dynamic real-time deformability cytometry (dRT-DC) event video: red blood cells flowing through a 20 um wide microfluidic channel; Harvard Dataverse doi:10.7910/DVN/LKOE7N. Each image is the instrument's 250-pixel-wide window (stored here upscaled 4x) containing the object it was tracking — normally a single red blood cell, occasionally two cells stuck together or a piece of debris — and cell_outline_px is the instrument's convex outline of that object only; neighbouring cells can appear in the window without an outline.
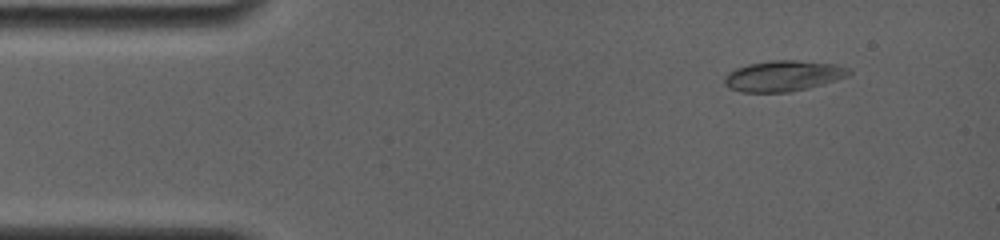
{"species": "common noctule bat (a hibernating species)", "species_latin": "Nyctalus noctula", "temperature_condition": "room temperature", "stored_images_in_passage": 7, "camera_frame_rate_fps": 4000, "um_per_image_px": 0.085, "animal": {"sex": "female", "body_mass_g": 19.0, "forearm_length_mm": 56.7}, "frame": {"image": 1, "passage_image": 3, "time_ms": 1.0, "image_size_px": [1000, 240], "cell_outline_px": [[852, 72], [848, 76], [836, 80], [808, 88], [792, 92], [740, 92], [728, 88], [724, 84], [724, 76], [728, 72], [736, 68], [748, 64], [776, 60], [796, 60], [836, 64], [852, 68]], "centroid_in_image_um": [66.58, 6.45], "position_along_channel_um": 18.4, "area_um2": 22.48}}
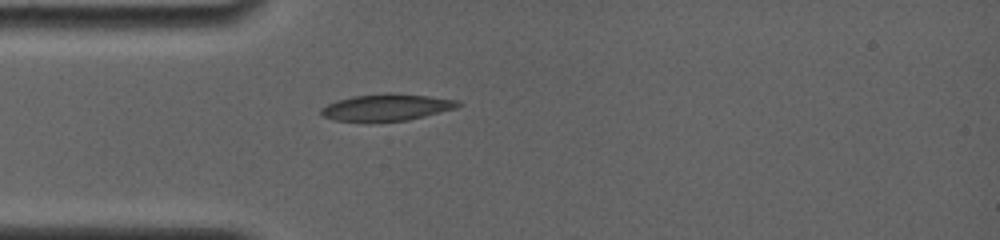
{"frame": {"image": 2, "passage_image": 7, "time_ms": 3.75, "image_size_px": [1000, 240], "cell_outline_px": [[464, 104], [456, 108], [408, 120], [368, 124], [336, 120], [324, 116], [320, 112], [320, 108], [336, 100], [356, 96], [428, 96], [460, 100]], "centroid_in_image_um": [32.84, 9.21], "position_along_channel_um": 52.2, "area_um2": 20.92}}